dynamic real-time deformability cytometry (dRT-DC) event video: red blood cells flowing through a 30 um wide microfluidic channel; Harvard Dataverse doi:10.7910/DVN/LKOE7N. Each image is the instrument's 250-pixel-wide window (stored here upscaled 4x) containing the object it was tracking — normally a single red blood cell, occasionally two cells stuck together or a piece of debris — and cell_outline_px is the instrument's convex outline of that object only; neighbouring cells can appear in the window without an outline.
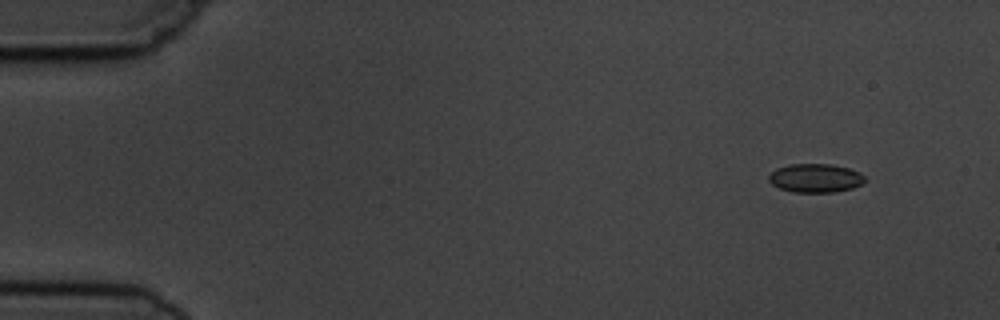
{"species": "common noctule bat (a hibernating species)", "species_latin": "Nyctalus noctula", "temperature_condition": "cold", "stored_images_in_passage": 8, "camera_frame_rate_fps": 3000, "um_per_image_px": 0.085, "animal": {"sex": "male", "body_mass_g": 19.5, "forearm_length_mm": 54.6}, "frame": {"image": 1, "passage_image": 2, "time_ms": 1.333, "image_size_px": [1000, 320], "cell_outline_px": [[868, 180], [852, 188], [832, 192], [792, 192], [780, 188], [772, 184], [768, 180], [768, 176], [776, 168], [788, 164], [832, 164], [848, 168], [860, 172]], "centroid_in_image_um": [69.31, 15.13], "position_along_channel_um": 15.7, "area_um2": 16.13}}
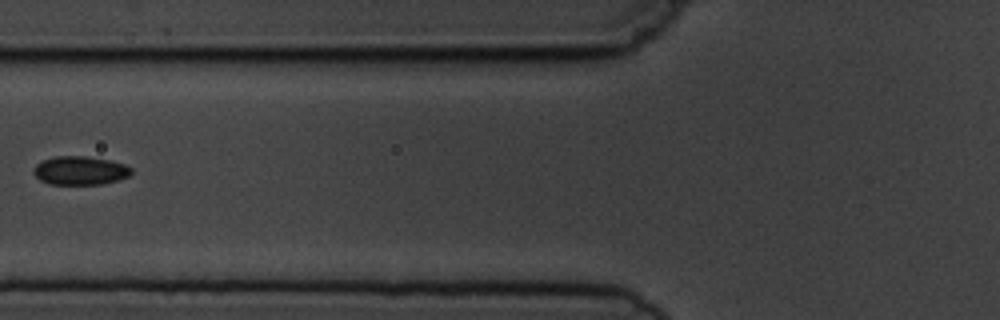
{"frame": {"image": 2, "passage_image": 7, "time_ms": 7.0, "image_size_px": [1000, 320], "cell_outline_px": [[132, 172], [128, 176], [104, 184], [48, 184], [40, 180], [32, 172], [36, 164], [44, 160], [56, 156], [88, 156], [108, 160], [124, 164], [132, 168]], "centroid_in_image_um": [6.8, 14.5], "position_along_channel_um": 119.0, "area_um2": 16.24}}
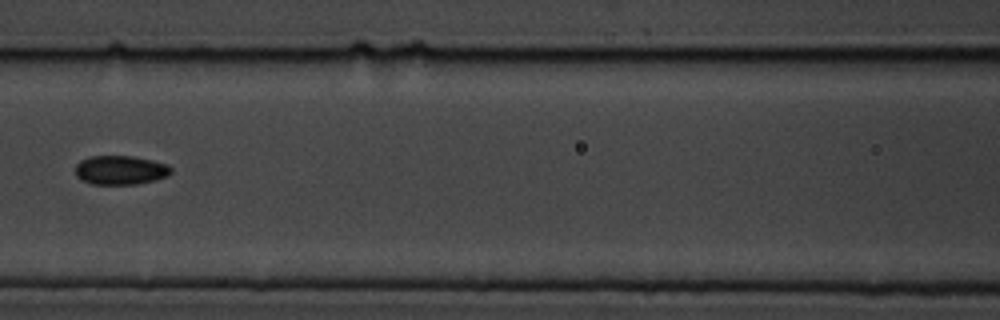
{"frame": {"image": 3, "passage_image": 8, "time_ms": 8.0, "image_size_px": [1000, 320], "cell_outline_px": [[172, 172], [168, 176], [156, 180], [136, 184], [92, 184], [76, 176], [76, 164], [80, 160], [88, 156], [132, 156], [152, 160], [168, 164], [172, 168]], "centroid_in_image_um": [10.26, 14.45], "position_along_channel_um": 156.3, "area_um2": 16.3}}